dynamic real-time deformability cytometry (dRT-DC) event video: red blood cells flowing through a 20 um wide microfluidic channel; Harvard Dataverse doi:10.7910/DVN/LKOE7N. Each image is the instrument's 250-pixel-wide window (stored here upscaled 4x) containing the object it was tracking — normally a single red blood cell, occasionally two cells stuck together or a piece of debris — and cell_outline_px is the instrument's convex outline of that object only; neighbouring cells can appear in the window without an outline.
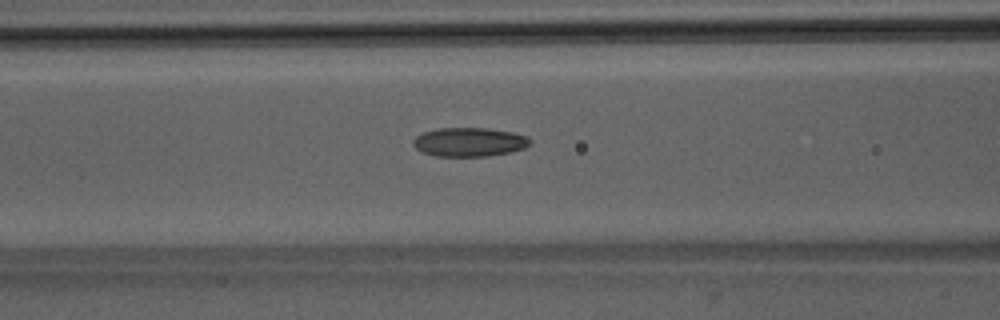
{"species": "Egyptian fruit bat (a non-hibernating species)", "species_latin": "Rousettus aegyptiacus", "temperature_condition": "room temperature", "stored_images_in_passage": 45, "camera_frame_rate_fps": 3000, "um_per_image_px": 0.085, "animal": {"sex": "male"}, "frame": {"image": 1, "passage_image": 15, "time_ms": 4.667, "image_size_px": [1000, 320], "cell_outline_px": [[532, 144], [524, 148], [512, 152], [488, 156], [436, 156], [424, 152], [416, 148], [412, 144], [412, 140], [416, 136], [424, 132], [436, 128], [488, 128], [512, 132], [528, 136], [532, 140]], "centroid_in_image_um": [39.93, 12.07], "position_along_channel_um": 126.7, "area_um2": 19.88}}
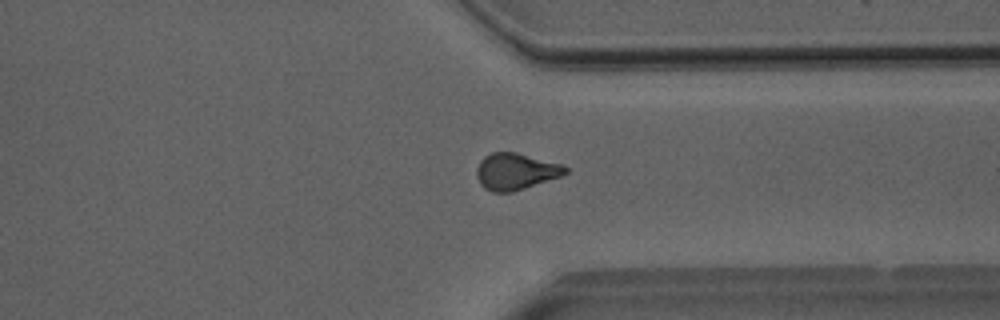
{"frame": {"image": 2, "passage_image": 33, "time_ms": 10.667, "image_size_px": [1000, 320], "cell_outline_px": [[568, 172], [560, 176], [512, 192], [492, 192], [484, 188], [480, 184], [476, 172], [476, 168], [480, 160], [484, 156], [492, 152], [516, 152], [564, 164], [568, 168]], "centroid_in_image_um": [43.83, 14.56], "position_along_channel_um": 367.6, "area_um2": 18.96}}
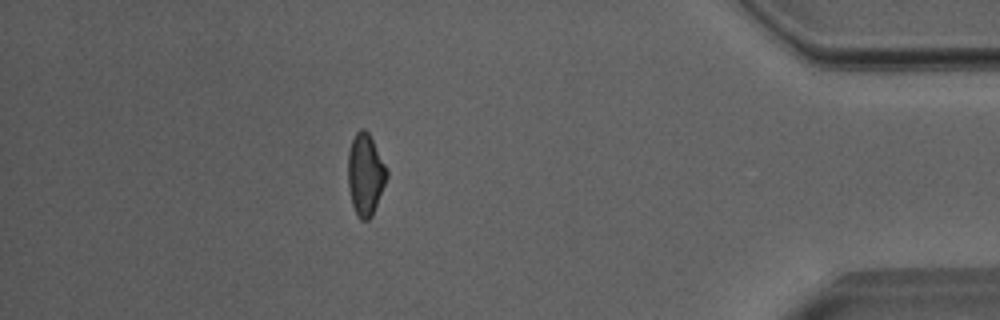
{"frame": {"image": 3, "passage_image": 39, "time_ms": 12.667, "image_size_px": [1000, 320], "cell_outline_px": [[388, 176], [372, 216], [368, 220], [360, 220], [352, 204], [348, 188], [348, 152], [352, 140], [356, 132], [360, 128], [364, 128], [368, 132], [388, 168]], "centroid_in_image_um": [31.06, 14.82], "position_along_channel_um": 404.1, "area_um2": 18.55}, "authors_computed_cell_mechanics": {"area_um2": 18.9006, "velocity_mm_per_s": 4.0221, "shape_relaxation_time_tau1_ms": 10.2882, "shape_relaxation_time_tau2_ms": 3.2927, "deformation_change_tau1": 0.215, "deformation_change_tau2": 0.1031}}